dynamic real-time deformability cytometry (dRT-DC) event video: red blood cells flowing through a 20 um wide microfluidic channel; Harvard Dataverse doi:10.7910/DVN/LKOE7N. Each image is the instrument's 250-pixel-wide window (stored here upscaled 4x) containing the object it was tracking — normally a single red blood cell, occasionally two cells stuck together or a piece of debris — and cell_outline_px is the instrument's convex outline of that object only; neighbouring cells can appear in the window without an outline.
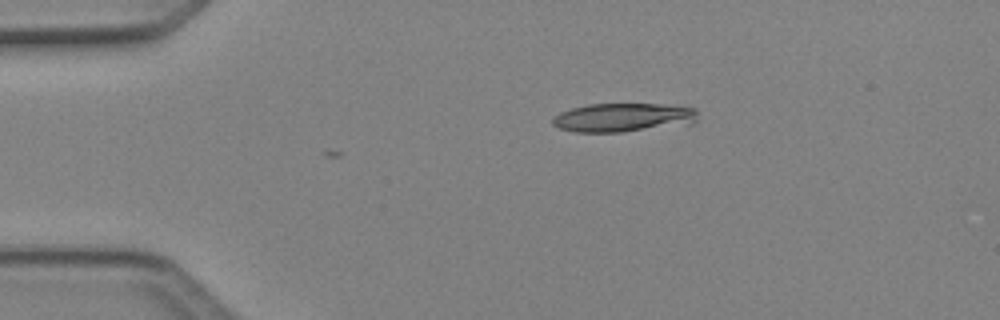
{"species": "Egyptian fruit bat (a non-hibernating species)", "species_latin": "Rousettus aegyptiacus", "temperature_condition": "cold", "stored_images_in_passage": 2, "camera_frame_rate_fps": 3000, "um_per_image_px": 0.085, "animal": {"sex": "female"}, "frame": {"image": 1, "passage_image": 1, "time_ms": 0.0, "image_size_px": [1000, 320], "cell_outline_px": [[696, 124], [620, 132], [576, 132], [560, 128], [552, 124], [552, 120], [560, 112], [572, 108], [588, 104], [660, 104], [696, 108]], "centroid_in_image_um": [53.01, 9.99], "position_along_channel_um": 32.0, "area_um2": 24.39}}